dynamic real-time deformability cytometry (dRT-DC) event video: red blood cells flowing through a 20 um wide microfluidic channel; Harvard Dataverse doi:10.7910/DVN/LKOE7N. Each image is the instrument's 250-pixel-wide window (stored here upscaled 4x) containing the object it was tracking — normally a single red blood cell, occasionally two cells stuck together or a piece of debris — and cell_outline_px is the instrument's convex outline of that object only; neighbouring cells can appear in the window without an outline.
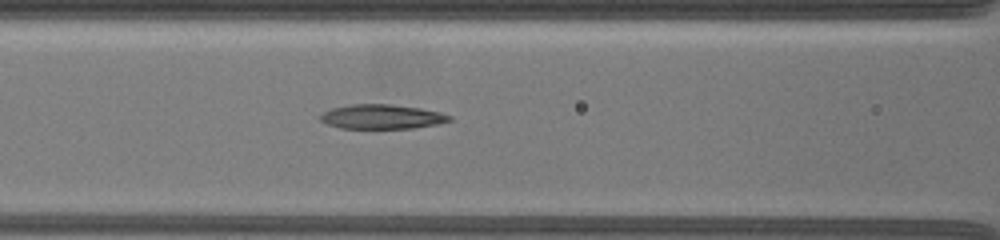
{"species": "common noctule bat (a hibernating species)", "species_latin": "Nyctalus noctula", "temperature_condition": "warm", "stored_images_in_passage": 21, "segment_of_instrument_passage": [2, 2], "camera_frame_rate_fps": 3000, "um_per_image_px": 0.085, "animal": {"sex": "female", "body_mass_g": 19.5, "forearm_length_mm": 54.1}, "frame": {"image": 1, "passage_image": 11, "time_ms": 9.667, "image_size_px": [1000, 240], "cell_outline_px": [[452, 120], [436, 124], [412, 128], [340, 128], [328, 124], [320, 120], [320, 116], [324, 112], [332, 108], [352, 104], [392, 104], [420, 108], [440, 112], [452, 116]], "centroid_in_image_um": [32.47, 9.91], "position_along_channel_um": 134.1, "area_um2": 18.26}}
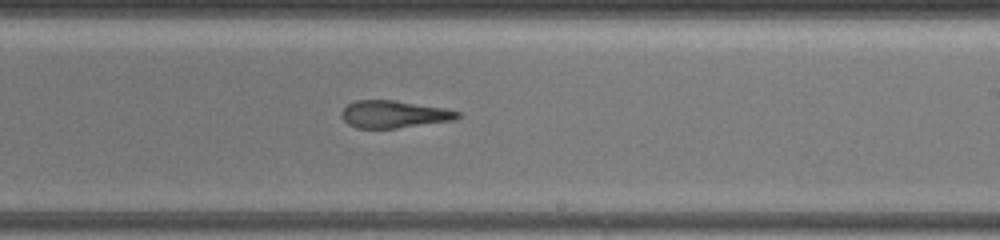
{"frame": {"image": 2, "passage_image": 16, "time_ms": 13.0, "image_size_px": [1000, 240], "cell_outline_px": [[460, 116], [452, 120], [396, 128], [356, 128], [348, 124], [340, 116], [340, 112], [348, 104], [356, 100], [392, 100], [444, 108], [460, 112]], "centroid_in_image_um": [33.43, 9.71], "position_along_channel_um": 255.6, "area_um2": 18.26}}
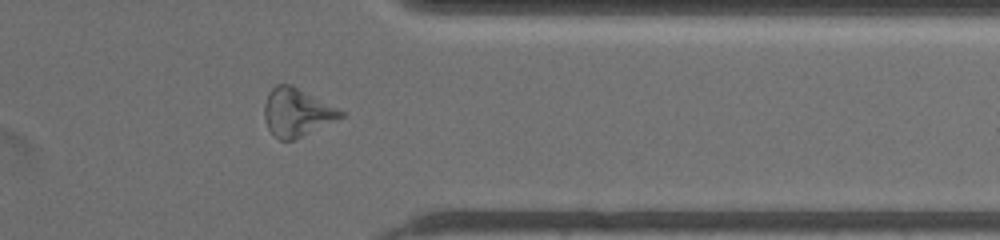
{"frame": {"image": 3, "passage_image": 20, "time_ms": 16.667, "image_size_px": [1000, 240], "cell_outline_px": [[344, 116], [296, 140], [280, 140], [268, 128], [264, 116], [264, 104], [268, 92], [276, 84], [292, 84], [344, 112]], "centroid_in_image_um": [25.2, 9.55], "position_along_channel_um": 386.2, "area_um2": 21.27}}